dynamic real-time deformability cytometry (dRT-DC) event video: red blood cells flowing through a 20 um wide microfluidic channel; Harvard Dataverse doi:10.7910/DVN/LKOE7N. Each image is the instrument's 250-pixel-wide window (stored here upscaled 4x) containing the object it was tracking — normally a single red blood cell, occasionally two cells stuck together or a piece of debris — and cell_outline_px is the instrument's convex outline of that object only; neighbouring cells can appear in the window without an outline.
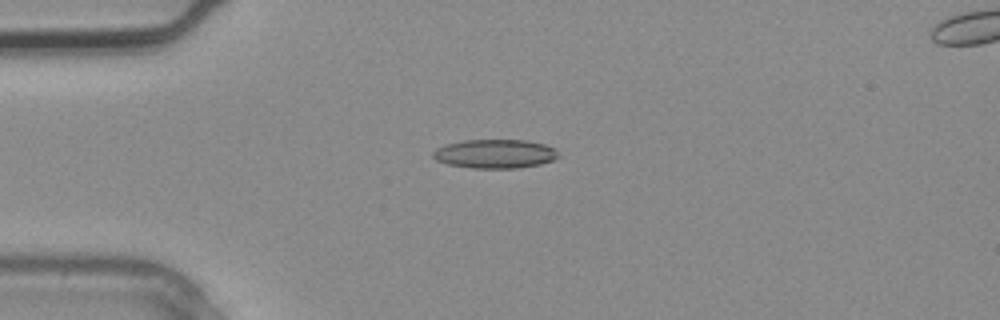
{"species": "common noctule bat (a hibernating species)", "species_latin": "Nyctalus noctula", "temperature_condition": "warm", "stored_images_in_passage": 2, "camera_frame_rate_fps": 3000, "um_per_image_px": 0.085, "animal": {"sex": "male", "body_mass_g": 20.4}, "frame": {"image": 1, "passage_image": 1, "time_ms": 0.0, "image_size_px": [1000, 320], "cell_outline_px": [[560, 156], [552, 160], [540, 164], [520, 168], [472, 168], [448, 164], [436, 160], [432, 156], [432, 152], [436, 148], [444, 144], [464, 140], [528, 140], [544, 144], [556, 148]], "centroid_in_image_um": [42.08, 13.07], "position_along_channel_um": 42.9, "area_um2": 21.33}}